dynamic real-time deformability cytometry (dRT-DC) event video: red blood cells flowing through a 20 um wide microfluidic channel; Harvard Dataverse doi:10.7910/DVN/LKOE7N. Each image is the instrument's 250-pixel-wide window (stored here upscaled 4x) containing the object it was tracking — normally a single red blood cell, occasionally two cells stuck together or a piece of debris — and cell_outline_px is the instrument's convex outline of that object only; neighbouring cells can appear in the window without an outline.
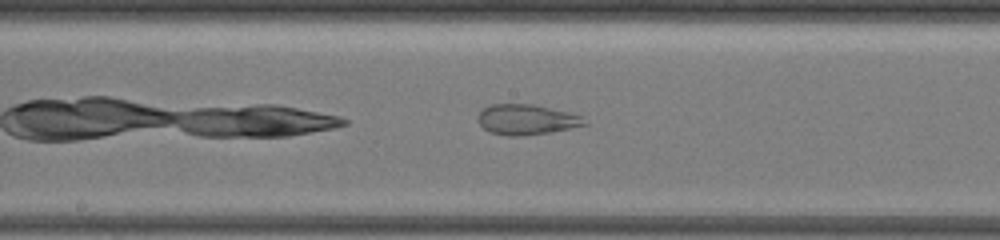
{"species": "common noctule bat (a hibernating species)", "species_latin": "Nyctalus noctula", "temperature_condition": "warm", "stored_images_in_passage": 10, "camera_frame_rate_fps": 3000, "um_per_image_px": 0.085, "animal": {"sex": "female", "body_mass_g": 19.5, "forearm_length_mm": 54.1}, "frame": {"image": 1, "passage_image": 9, "time_ms": 3.667, "image_size_px": [1000, 240], "cell_outline_px": [[588, 124], [548, 132], [524, 136], [504, 136], [488, 132], [480, 124], [480, 112], [484, 108], [492, 104], [532, 104], [568, 112], [580, 116]], "centroid_in_image_um": [44.72, 10.17], "position_along_channel_um": 203.5, "area_um2": 18.5}}